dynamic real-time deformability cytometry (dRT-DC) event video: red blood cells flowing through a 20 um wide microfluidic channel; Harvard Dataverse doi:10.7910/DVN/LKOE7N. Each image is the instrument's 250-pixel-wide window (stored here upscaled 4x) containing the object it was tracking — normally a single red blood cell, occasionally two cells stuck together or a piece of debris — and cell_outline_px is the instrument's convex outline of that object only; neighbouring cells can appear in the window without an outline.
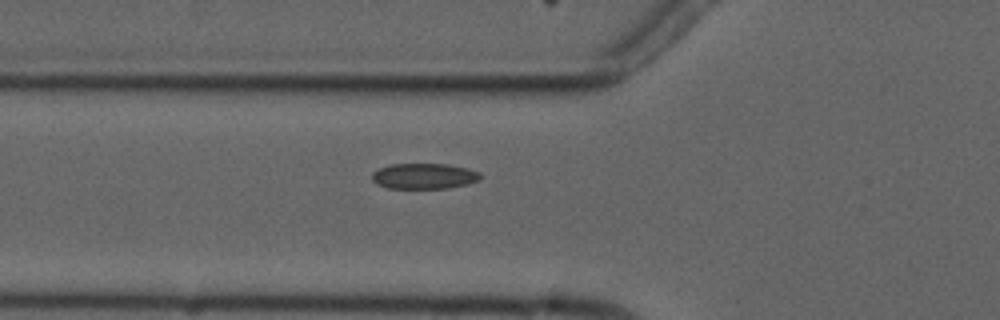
{"species": "common noctule bat (a hibernating species)", "species_latin": "Nyctalus noctula", "temperature_condition": "cold", "stored_images_in_passage": 8, "camera_frame_rate_fps": 3000, "um_per_image_px": 0.085, "animal": {"sex": "male", "forearm_length_mm": 52.5}, "frame": {"image": 1, "passage_image": 8, "time_ms": 9.333, "image_size_px": [1000, 320], "cell_outline_px": [[484, 176], [480, 180], [468, 184], [448, 188], [388, 188], [376, 184], [372, 180], [372, 172], [388, 164], [448, 164], [468, 168], [480, 172]], "centroid_in_image_um": [36.08, 14.96], "position_along_channel_um": 89.7, "area_um2": 16.42}}